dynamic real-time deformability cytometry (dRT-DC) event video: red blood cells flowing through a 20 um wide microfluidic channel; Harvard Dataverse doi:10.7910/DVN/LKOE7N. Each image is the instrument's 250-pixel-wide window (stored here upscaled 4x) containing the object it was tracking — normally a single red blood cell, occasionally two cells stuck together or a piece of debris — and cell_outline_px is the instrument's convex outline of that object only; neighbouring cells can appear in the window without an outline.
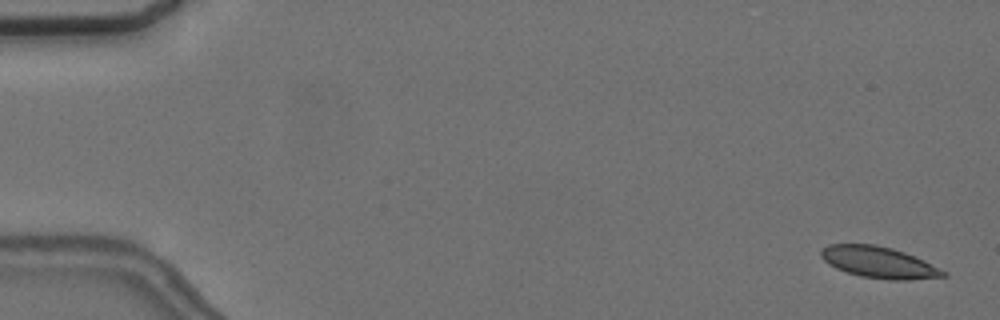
{"species": "common noctule bat (a hibernating species)", "species_latin": "Nyctalus noctula", "temperature_condition": "cold", "stored_images_in_passage": 58, "camera_frame_rate_fps": 3000, "um_per_image_px": 0.085, "animal": {"sex": "female", "body_mass_g": 24.6, "forearm_length_mm": 56.2}, "frame": {"image": 1, "passage_image": 2, "time_ms": 0.333, "image_size_px": [1000, 320], "cell_outline_px": [[948, 276], [908, 280], [892, 280], [860, 276], [836, 268], [828, 264], [820, 256], [820, 248], [828, 244], [876, 244], [892, 248], [904, 252], [924, 260], [948, 272]], "centroid_in_image_um": [74.7, 22.29], "position_along_channel_um": 10.3, "area_um2": 22.48}}
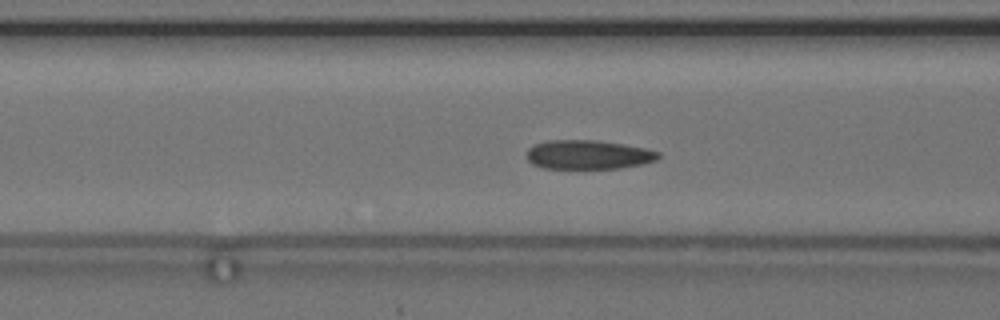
{"frame": {"image": 2, "passage_image": 23, "time_ms": 7.333, "image_size_px": [1000, 320], "cell_outline_px": [[660, 156], [656, 160], [640, 164], [620, 168], [544, 168], [532, 164], [528, 160], [528, 148], [532, 144], [548, 140], [596, 140], [624, 144], [648, 148], [660, 152]], "centroid_in_image_um": [50.0, 13.13], "position_along_channel_um": 116.6, "area_um2": 22.37}}
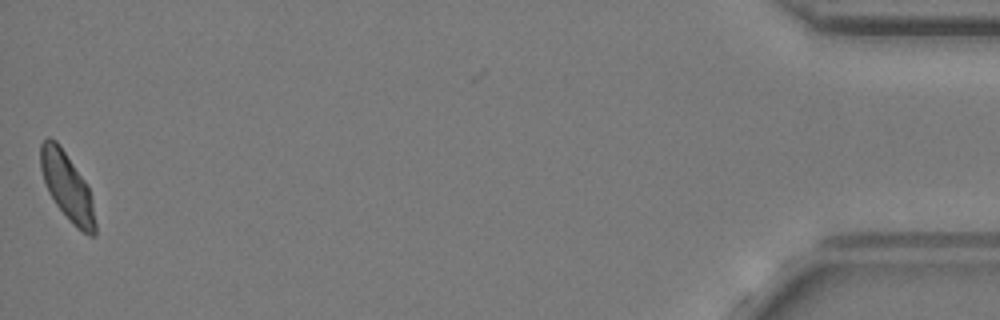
{"frame": {"image": 3, "passage_image": 57, "time_ms": 18.667, "image_size_px": [1000, 320], "cell_outline_px": [[96, 236], [88, 236], [76, 228], [56, 204], [48, 192], [40, 168], [40, 144], [48, 136], [56, 140], [60, 144], [88, 184], [92, 200], [96, 224]], "centroid_in_image_um": [5.72, 15.85], "position_along_channel_um": 429.5, "area_um2": 21.79}, "authors_computed_cell_mechanics": {"area_um2": 22.6576, "velocity_mm_per_s": 3.5989, "shape_relaxation_time_tau1_ms": 7.0823, "shape_relaxation_time_tau2_ms": 2.3975, "deformation_change_tau1": 0.1436, "deformation_change_tau2": 0.0515}}